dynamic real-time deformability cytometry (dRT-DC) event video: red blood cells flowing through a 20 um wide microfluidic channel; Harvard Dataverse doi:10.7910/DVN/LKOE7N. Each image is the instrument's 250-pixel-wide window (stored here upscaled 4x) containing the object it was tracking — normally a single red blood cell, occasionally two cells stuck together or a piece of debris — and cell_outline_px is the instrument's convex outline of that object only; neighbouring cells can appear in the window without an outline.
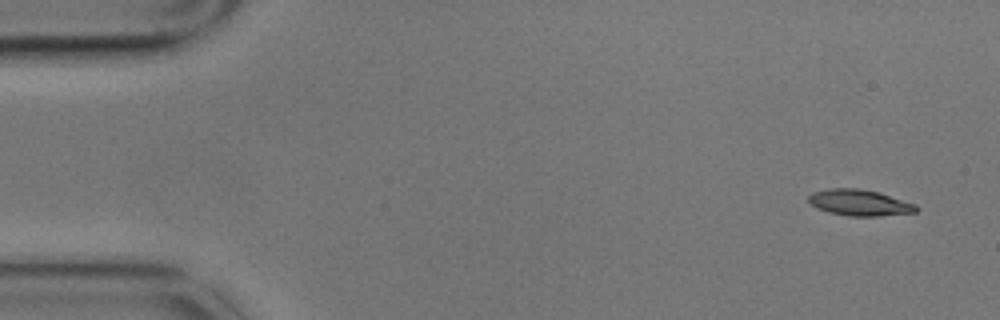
{"species": "common noctule bat (a hibernating species)", "species_latin": "Nyctalus noctula", "temperature_condition": "cold", "stored_images_in_passage": 6, "camera_frame_rate_fps": 3000, "um_per_image_px": 0.085, "animal": {"sex": "male", "body_mass_g": 17.9}, "frame": {"image": 1, "passage_image": 1, "time_ms": 0.0, "image_size_px": [1000, 320], "cell_outline_px": [[920, 208], [916, 212], [880, 216], [848, 216], [828, 212], [816, 208], [808, 200], [808, 196], [812, 192], [828, 188], [860, 188], [880, 192], [916, 204]], "centroid_in_image_um": [73.07, 17.22], "position_along_channel_um": 11.9, "area_um2": 16.65}}
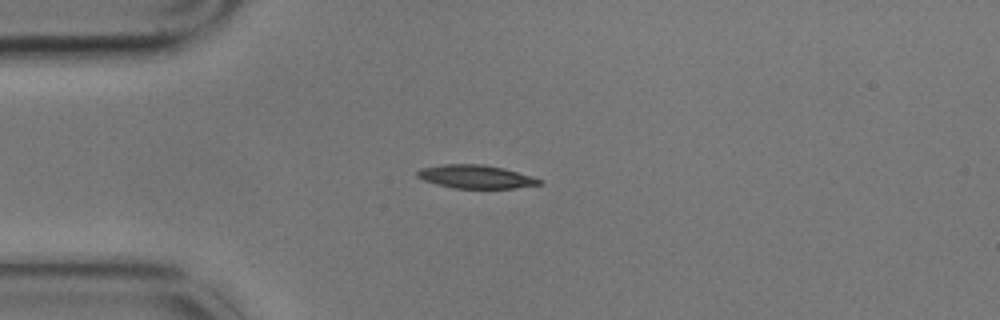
{"frame": {"image": 2, "passage_image": 4, "time_ms": 1.0, "image_size_px": [1000, 320], "cell_outline_px": [[540, 184], [516, 188], [452, 188], [436, 184], [424, 180], [416, 176], [416, 172], [420, 168], [444, 164], [484, 164], [504, 168], [532, 176], [540, 180]], "centroid_in_image_um": [40.4, 15.01], "position_along_channel_um": 44.6, "area_um2": 16.59}}